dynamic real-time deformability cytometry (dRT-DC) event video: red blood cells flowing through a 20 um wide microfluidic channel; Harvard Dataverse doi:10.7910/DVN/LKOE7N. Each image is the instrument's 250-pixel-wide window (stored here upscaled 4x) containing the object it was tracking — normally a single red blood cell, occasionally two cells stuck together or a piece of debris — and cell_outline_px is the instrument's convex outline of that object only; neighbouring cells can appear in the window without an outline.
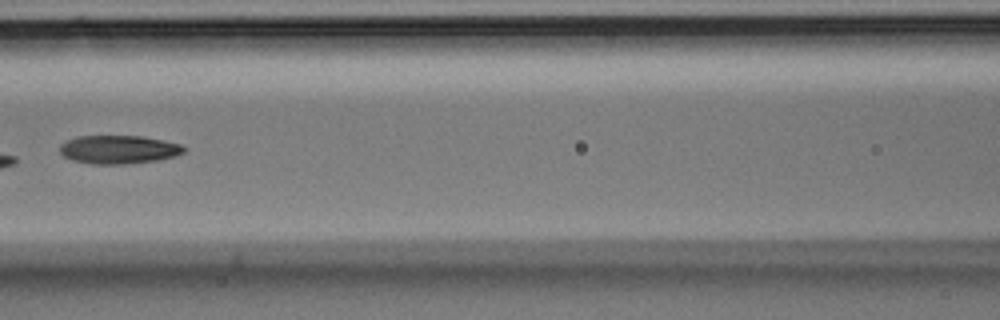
{"species": "Egyptian fruit bat (a non-hibernating species)", "species_latin": "Rousettus aegyptiacus", "temperature_condition": "room temperature", "stored_images_in_passage": 7, "camera_frame_rate_fps": 3000, "um_per_image_px": 0.085, "animal": {"sex": "male"}, "frame": {"image": 1, "passage_image": 7, "time_ms": 2.0, "image_size_px": [1000, 320], "cell_outline_px": [[184, 152], [176, 156], [160, 160], [124, 164], [92, 164], [72, 160], [64, 156], [60, 152], [60, 144], [76, 136], [140, 136], [180, 144], [184, 148]], "centroid_in_image_um": [10.06, 12.72], "position_along_channel_um": 156.5, "area_um2": 20.46}}